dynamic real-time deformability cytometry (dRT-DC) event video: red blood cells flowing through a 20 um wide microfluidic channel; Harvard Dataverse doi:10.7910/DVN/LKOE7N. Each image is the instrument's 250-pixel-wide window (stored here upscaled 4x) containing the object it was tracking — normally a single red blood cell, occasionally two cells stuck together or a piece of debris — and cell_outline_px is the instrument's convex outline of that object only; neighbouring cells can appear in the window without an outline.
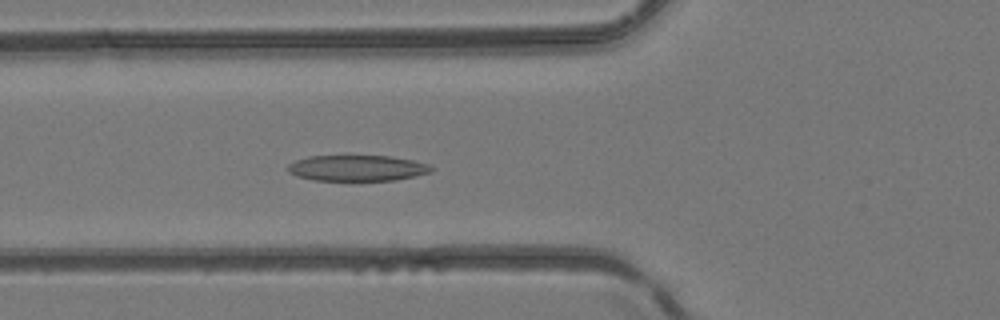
{"species": "common noctule bat (a hibernating species)", "species_latin": "Nyctalus noctula", "temperature_condition": "room temperature", "stored_images_in_passage": 34, "camera_frame_rate_fps": 3000, "um_per_image_px": 0.085, "animal": {"sex": "female", "body_mass_g": 24.6, "forearm_length_mm": 56.2}, "frame": {"image": 1, "passage_image": 8, "time_ms": 2.333, "image_size_px": [1000, 320], "cell_outline_px": [[436, 168], [432, 172], [416, 176], [396, 180], [312, 180], [296, 176], [288, 172], [288, 164], [296, 160], [308, 156], [392, 156], [412, 160], [428, 164]], "centroid_in_image_um": [30.38, 14.29], "position_along_channel_um": 95.4, "area_um2": 21.73}}
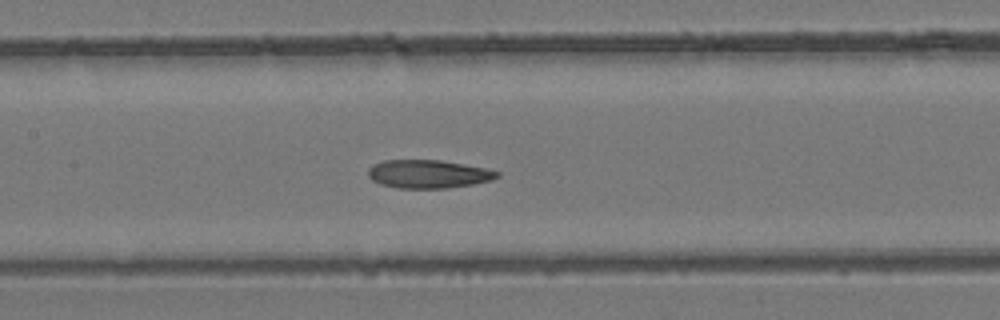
{"frame": {"image": 2, "passage_image": 13, "time_ms": 4.0, "image_size_px": [1000, 320], "cell_outline_px": [[500, 176], [492, 180], [472, 184], [448, 188], [396, 188], [380, 184], [372, 180], [368, 176], [368, 168], [372, 164], [384, 160], [440, 160], [484, 168], [500, 172]], "centroid_in_image_um": [36.37, 14.79], "position_along_channel_um": 171.0, "area_um2": 21.27}}
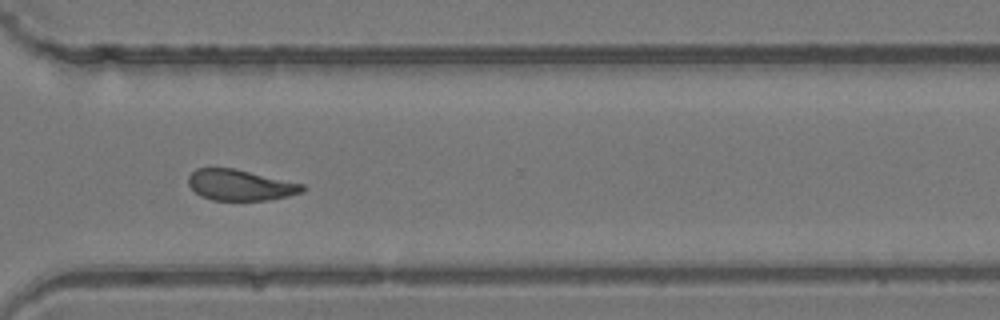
{"frame": {"image": 3, "passage_image": 25, "time_ms": 8.0, "image_size_px": [1000, 320], "cell_outline_px": [[308, 188], [304, 192], [288, 196], [268, 200], [212, 200], [200, 196], [188, 184], [188, 176], [196, 168], [232, 168], [304, 184]], "centroid_in_image_um": [20.44, 15.74], "position_along_channel_um": 350.2, "area_um2": 20.52}}